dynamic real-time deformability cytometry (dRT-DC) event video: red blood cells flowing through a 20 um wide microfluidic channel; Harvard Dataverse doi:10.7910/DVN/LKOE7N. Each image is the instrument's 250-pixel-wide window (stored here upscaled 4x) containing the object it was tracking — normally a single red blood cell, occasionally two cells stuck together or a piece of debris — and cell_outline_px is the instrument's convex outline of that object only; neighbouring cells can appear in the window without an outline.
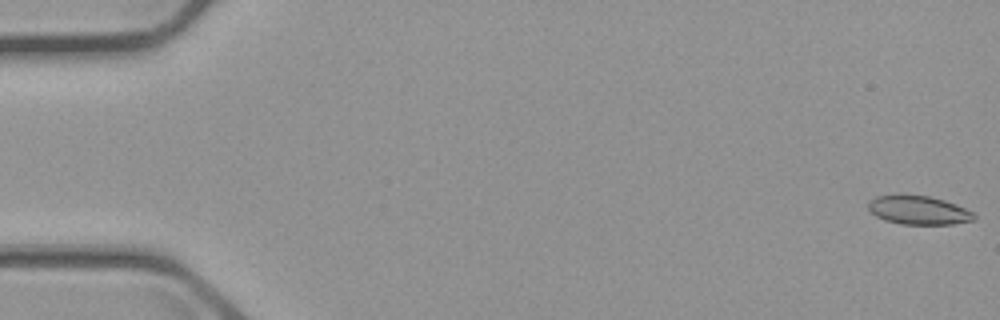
{"species": "common noctule bat (a hibernating species)", "species_latin": "Nyctalus noctula", "temperature_condition": "cold", "stored_images_in_passage": 16, "camera_frame_rate_fps": 3000, "um_per_image_px": 0.085, "animal": {"sex": "male", "body_mass_g": 23.1, "forearm_length_mm": 52.7}, "frame": {"image": 1, "passage_image": 1, "time_ms": 0.0, "image_size_px": [1000, 320], "cell_outline_px": [[976, 216], [972, 220], [952, 224], [900, 224], [884, 220], [876, 216], [868, 208], [868, 200], [876, 196], [928, 196], [944, 200], [956, 204], [972, 212]], "centroid_in_image_um": [78.06, 17.88], "position_along_channel_um": 6.9, "area_um2": 17.34}}